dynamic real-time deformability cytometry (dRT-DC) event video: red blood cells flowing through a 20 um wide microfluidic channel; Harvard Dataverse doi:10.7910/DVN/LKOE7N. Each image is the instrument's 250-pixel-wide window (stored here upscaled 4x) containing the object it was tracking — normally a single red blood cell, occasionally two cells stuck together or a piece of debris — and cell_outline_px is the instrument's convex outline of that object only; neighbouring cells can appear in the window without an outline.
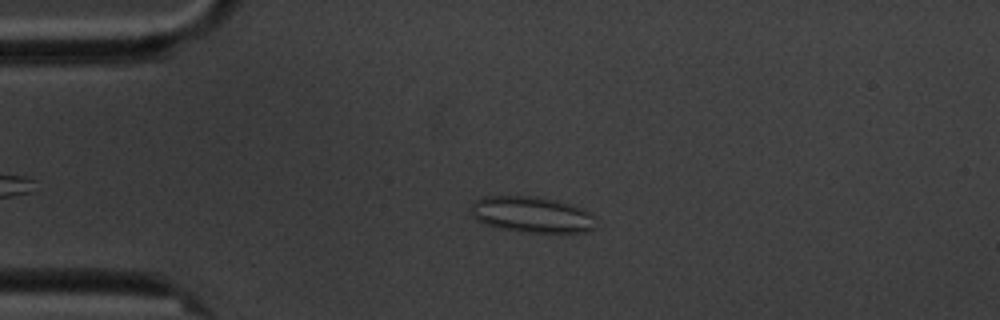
{"species": "common noctule bat (a hibernating species)", "species_latin": "Nyctalus noctula", "temperature_condition": "cold", "stored_images_in_passage": 4, "camera_frame_rate_fps": 3000, "um_per_image_px": 0.085, "animal": {"sex": "male", "body_mass_g": 20.1, "forearm_length_mm": 53.5}, "frame": {"image": 1, "passage_image": 3, "time_ms": 2.333, "image_size_px": [1000, 320], "cell_outline_px": [[596, 228], [588, 232], [528, 232], [500, 228], [484, 224], [476, 220], [472, 216], [472, 200], [484, 196], [536, 196], [556, 200], [584, 208], [596, 216]], "centroid_in_image_um": [45.24, 18.23], "position_along_channel_um": 39.8, "area_um2": 26.59}}